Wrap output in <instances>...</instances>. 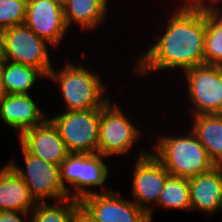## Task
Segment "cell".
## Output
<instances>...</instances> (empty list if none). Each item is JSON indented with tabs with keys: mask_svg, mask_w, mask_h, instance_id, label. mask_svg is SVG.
I'll return each instance as SVG.
<instances>
[{
	"mask_svg": "<svg viewBox=\"0 0 222 222\" xmlns=\"http://www.w3.org/2000/svg\"><path fill=\"white\" fill-rule=\"evenodd\" d=\"M193 117L191 131L215 165L222 166V114H201Z\"/></svg>",
	"mask_w": 222,
	"mask_h": 222,
	"instance_id": "e0dca14e",
	"label": "cell"
},
{
	"mask_svg": "<svg viewBox=\"0 0 222 222\" xmlns=\"http://www.w3.org/2000/svg\"><path fill=\"white\" fill-rule=\"evenodd\" d=\"M4 61H5L4 42L2 34L0 32V64H2Z\"/></svg>",
	"mask_w": 222,
	"mask_h": 222,
	"instance_id": "83f0119b",
	"label": "cell"
},
{
	"mask_svg": "<svg viewBox=\"0 0 222 222\" xmlns=\"http://www.w3.org/2000/svg\"><path fill=\"white\" fill-rule=\"evenodd\" d=\"M193 115L222 114V66L200 65L183 71Z\"/></svg>",
	"mask_w": 222,
	"mask_h": 222,
	"instance_id": "9c48e42d",
	"label": "cell"
},
{
	"mask_svg": "<svg viewBox=\"0 0 222 222\" xmlns=\"http://www.w3.org/2000/svg\"><path fill=\"white\" fill-rule=\"evenodd\" d=\"M158 37L134 66L136 74L148 75L160 70H188L204 65L206 13L177 6ZM137 65V66H136Z\"/></svg>",
	"mask_w": 222,
	"mask_h": 222,
	"instance_id": "6da1fadb",
	"label": "cell"
},
{
	"mask_svg": "<svg viewBox=\"0 0 222 222\" xmlns=\"http://www.w3.org/2000/svg\"><path fill=\"white\" fill-rule=\"evenodd\" d=\"M108 0H69L64 6V17L68 28L75 22L85 30H95L104 23Z\"/></svg>",
	"mask_w": 222,
	"mask_h": 222,
	"instance_id": "ac0fdd59",
	"label": "cell"
},
{
	"mask_svg": "<svg viewBox=\"0 0 222 222\" xmlns=\"http://www.w3.org/2000/svg\"><path fill=\"white\" fill-rule=\"evenodd\" d=\"M169 175L164 165L151 152L139 154L132 177L133 202L148 214L150 222L153 219L152 207L157 204ZM149 203L154 205L150 206Z\"/></svg>",
	"mask_w": 222,
	"mask_h": 222,
	"instance_id": "30bf717a",
	"label": "cell"
},
{
	"mask_svg": "<svg viewBox=\"0 0 222 222\" xmlns=\"http://www.w3.org/2000/svg\"><path fill=\"white\" fill-rule=\"evenodd\" d=\"M154 148L151 153L171 176L190 179L216 166L192 131L180 136H161Z\"/></svg>",
	"mask_w": 222,
	"mask_h": 222,
	"instance_id": "7a4b0ae2",
	"label": "cell"
},
{
	"mask_svg": "<svg viewBox=\"0 0 222 222\" xmlns=\"http://www.w3.org/2000/svg\"><path fill=\"white\" fill-rule=\"evenodd\" d=\"M24 24L54 48L69 29L63 6L56 0H27Z\"/></svg>",
	"mask_w": 222,
	"mask_h": 222,
	"instance_id": "7c38bea8",
	"label": "cell"
},
{
	"mask_svg": "<svg viewBox=\"0 0 222 222\" xmlns=\"http://www.w3.org/2000/svg\"><path fill=\"white\" fill-rule=\"evenodd\" d=\"M58 129L69 153L96 154L100 108L67 111L49 118Z\"/></svg>",
	"mask_w": 222,
	"mask_h": 222,
	"instance_id": "5b68a950",
	"label": "cell"
},
{
	"mask_svg": "<svg viewBox=\"0 0 222 222\" xmlns=\"http://www.w3.org/2000/svg\"><path fill=\"white\" fill-rule=\"evenodd\" d=\"M110 100L100 108L99 139L97 153L112 156L128 152L141 131Z\"/></svg>",
	"mask_w": 222,
	"mask_h": 222,
	"instance_id": "52a82bcc",
	"label": "cell"
},
{
	"mask_svg": "<svg viewBox=\"0 0 222 222\" xmlns=\"http://www.w3.org/2000/svg\"><path fill=\"white\" fill-rule=\"evenodd\" d=\"M1 71L2 82L8 94H29L38 78H47L37 68L8 60L1 64Z\"/></svg>",
	"mask_w": 222,
	"mask_h": 222,
	"instance_id": "d6986e66",
	"label": "cell"
},
{
	"mask_svg": "<svg viewBox=\"0 0 222 222\" xmlns=\"http://www.w3.org/2000/svg\"><path fill=\"white\" fill-rule=\"evenodd\" d=\"M190 209L213 214L222 208V166L188 179Z\"/></svg>",
	"mask_w": 222,
	"mask_h": 222,
	"instance_id": "9a60e30c",
	"label": "cell"
},
{
	"mask_svg": "<svg viewBox=\"0 0 222 222\" xmlns=\"http://www.w3.org/2000/svg\"><path fill=\"white\" fill-rule=\"evenodd\" d=\"M204 60L207 65L222 66V15L206 13Z\"/></svg>",
	"mask_w": 222,
	"mask_h": 222,
	"instance_id": "44dd1931",
	"label": "cell"
},
{
	"mask_svg": "<svg viewBox=\"0 0 222 222\" xmlns=\"http://www.w3.org/2000/svg\"><path fill=\"white\" fill-rule=\"evenodd\" d=\"M206 1V0H205ZM222 0H208V4L204 0H186L181 5L185 9L202 13H220ZM211 2V3H210ZM219 4V5H218Z\"/></svg>",
	"mask_w": 222,
	"mask_h": 222,
	"instance_id": "cb8c5ba5",
	"label": "cell"
},
{
	"mask_svg": "<svg viewBox=\"0 0 222 222\" xmlns=\"http://www.w3.org/2000/svg\"><path fill=\"white\" fill-rule=\"evenodd\" d=\"M72 222H99L89 212H87L80 204L77 206Z\"/></svg>",
	"mask_w": 222,
	"mask_h": 222,
	"instance_id": "484cf974",
	"label": "cell"
},
{
	"mask_svg": "<svg viewBox=\"0 0 222 222\" xmlns=\"http://www.w3.org/2000/svg\"><path fill=\"white\" fill-rule=\"evenodd\" d=\"M102 155L87 153H69L61 163L60 180L68 197L81 200L85 196L96 193L86 187L99 186L104 188L109 168L103 162ZM69 183L67 186L65 183ZM69 187V188H68Z\"/></svg>",
	"mask_w": 222,
	"mask_h": 222,
	"instance_id": "277c9868",
	"label": "cell"
},
{
	"mask_svg": "<svg viewBox=\"0 0 222 222\" xmlns=\"http://www.w3.org/2000/svg\"><path fill=\"white\" fill-rule=\"evenodd\" d=\"M27 0H0V32L24 24Z\"/></svg>",
	"mask_w": 222,
	"mask_h": 222,
	"instance_id": "603a6c76",
	"label": "cell"
},
{
	"mask_svg": "<svg viewBox=\"0 0 222 222\" xmlns=\"http://www.w3.org/2000/svg\"><path fill=\"white\" fill-rule=\"evenodd\" d=\"M8 93L6 92L5 88H4V85H3V82H2V71H1V64H0V102L3 98H5V96L7 95Z\"/></svg>",
	"mask_w": 222,
	"mask_h": 222,
	"instance_id": "4316f807",
	"label": "cell"
},
{
	"mask_svg": "<svg viewBox=\"0 0 222 222\" xmlns=\"http://www.w3.org/2000/svg\"><path fill=\"white\" fill-rule=\"evenodd\" d=\"M60 203V204H59ZM80 201L67 197L57 201V204L37 202L31 210L32 222H72L73 214Z\"/></svg>",
	"mask_w": 222,
	"mask_h": 222,
	"instance_id": "7402d4cb",
	"label": "cell"
},
{
	"mask_svg": "<svg viewBox=\"0 0 222 222\" xmlns=\"http://www.w3.org/2000/svg\"><path fill=\"white\" fill-rule=\"evenodd\" d=\"M61 6H64L69 0H56Z\"/></svg>",
	"mask_w": 222,
	"mask_h": 222,
	"instance_id": "f1b7e54d",
	"label": "cell"
},
{
	"mask_svg": "<svg viewBox=\"0 0 222 222\" xmlns=\"http://www.w3.org/2000/svg\"><path fill=\"white\" fill-rule=\"evenodd\" d=\"M18 137L20 145L28 153L48 163L60 166L69 155L58 129L48 118L36 127L23 131Z\"/></svg>",
	"mask_w": 222,
	"mask_h": 222,
	"instance_id": "4fadbf2b",
	"label": "cell"
},
{
	"mask_svg": "<svg viewBox=\"0 0 222 222\" xmlns=\"http://www.w3.org/2000/svg\"><path fill=\"white\" fill-rule=\"evenodd\" d=\"M26 166L25 169L19 167L14 162H9V166L26 183L32 197L36 202H45L47 199H56L55 202L68 197L66 189L60 180V167L43 161L28 153L20 145Z\"/></svg>",
	"mask_w": 222,
	"mask_h": 222,
	"instance_id": "ba28073f",
	"label": "cell"
},
{
	"mask_svg": "<svg viewBox=\"0 0 222 222\" xmlns=\"http://www.w3.org/2000/svg\"><path fill=\"white\" fill-rule=\"evenodd\" d=\"M80 205L99 222H150L148 214L133 200L104 188L80 200Z\"/></svg>",
	"mask_w": 222,
	"mask_h": 222,
	"instance_id": "8fae6325",
	"label": "cell"
},
{
	"mask_svg": "<svg viewBox=\"0 0 222 222\" xmlns=\"http://www.w3.org/2000/svg\"><path fill=\"white\" fill-rule=\"evenodd\" d=\"M156 206L165 209L190 210L188 179L169 175Z\"/></svg>",
	"mask_w": 222,
	"mask_h": 222,
	"instance_id": "ffe728a7",
	"label": "cell"
},
{
	"mask_svg": "<svg viewBox=\"0 0 222 222\" xmlns=\"http://www.w3.org/2000/svg\"><path fill=\"white\" fill-rule=\"evenodd\" d=\"M29 94H7L0 102V119L11 126L18 135L36 127L47 118Z\"/></svg>",
	"mask_w": 222,
	"mask_h": 222,
	"instance_id": "5bb4252c",
	"label": "cell"
},
{
	"mask_svg": "<svg viewBox=\"0 0 222 222\" xmlns=\"http://www.w3.org/2000/svg\"><path fill=\"white\" fill-rule=\"evenodd\" d=\"M37 205L21 177L7 164L0 169V211L29 213Z\"/></svg>",
	"mask_w": 222,
	"mask_h": 222,
	"instance_id": "2e32d148",
	"label": "cell"
},
{
	"mask_svg": "<svg viewBox=\"0 0 222 222\" xmlns=\"http://www.w3.org/2000/svg\"><path fill=\"white\" fill-rule=\"evenodd\" d=\"M1 34L5 60L37 68L48 77L53 66L48 53L51 44H47L25 24L3 30Z\"/></svg>",
	"mask_w": 222,
	"mask_h": 222,
	"instance_id": "8992f818",
	"label": "cell"
},
{
	"mask_svg": "<svg viewBox=\"0 0 222 222\" xmlns=\"http://www.w3.org/2000/svg\"><path fill=\"white\" fill-rule=\"evenodd\" d=\"M29 213L17 212V211H0V222H24L21 218H28L27 221L32 222L29 219ZM22 216V217H21Z\"/></svg>",
	"mask_w": 222,
	"mask_h": 222,
	"instance_id": "d4e9b609",
	"label": "cell"
},
{
	"mask_svg": "<svg viewBox=\"0 0 222 222\" xmlns=\"http://www.w3.org/2000/svg\"><path fill=\"white\" fill-rule=\"evenodd\" d=\"M66 63L59 71L52 68L47 77L59 85L66 110L102 108L110 98L103 95L106 88L99 75L83 66Z\"/></svg>",
	"mask_w": 222,
	"mask_h": 222,
	"instance_id": "3957f363",
	"label": "cell"
}]
</instances>
